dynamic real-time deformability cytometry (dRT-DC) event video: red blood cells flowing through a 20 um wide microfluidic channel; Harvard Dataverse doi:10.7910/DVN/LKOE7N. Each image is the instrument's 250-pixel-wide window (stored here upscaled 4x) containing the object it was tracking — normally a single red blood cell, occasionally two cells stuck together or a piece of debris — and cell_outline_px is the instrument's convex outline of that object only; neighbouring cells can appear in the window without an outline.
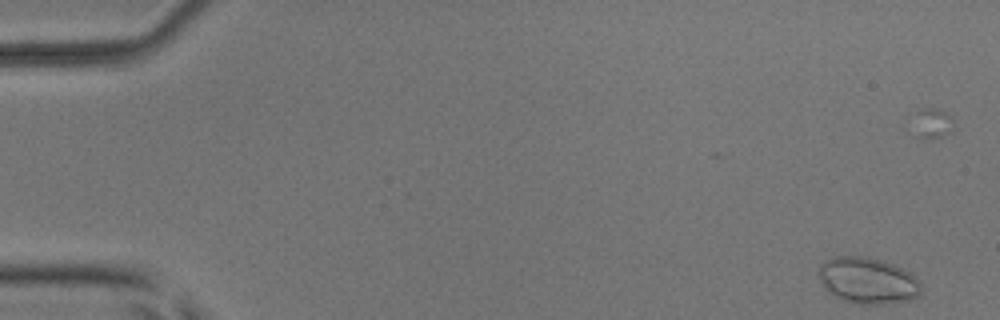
{"species": "common noctule bat (a hibernating species)", "species_latin": "Nyctalus noctula", "temperature_condition": "room temperature", "stored_images_in_passage": 6, "camera_frame_rate_fps": 3000, "um_per_image_px": 0.085, "animal": {"sex": "male", "body_mass_g": 17.9, "forearm_length_mm": 54.2}, "frame": {"image": 1, "passage_image": 1, "time_ms": 0.0, "image_size_px": [1000, 320], "cell_outline_px": [[920, 292], [916, 296], [908, 300], [880, 304], [856, 304], [840, 300], [828, 292], [820, 280], [820, 264], [832, 256], [860, 256], [880, 260], [892, 264], [916, 276], [920, 280]], "centroid_in_image_um": [73.73, 23.85], "position_along_channel_um": 11.3, "area_um2": 27.46}}